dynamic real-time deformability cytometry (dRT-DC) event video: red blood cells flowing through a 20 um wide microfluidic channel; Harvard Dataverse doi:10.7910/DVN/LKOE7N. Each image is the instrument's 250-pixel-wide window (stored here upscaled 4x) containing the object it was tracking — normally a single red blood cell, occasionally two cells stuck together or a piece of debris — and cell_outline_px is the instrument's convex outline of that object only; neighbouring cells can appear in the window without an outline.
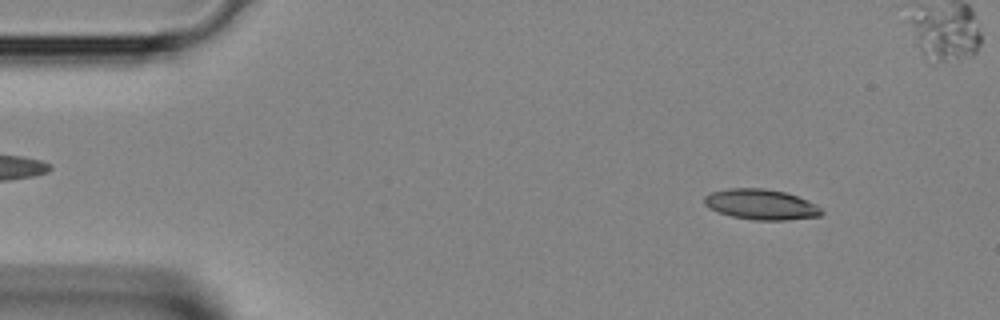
{"species": "Egyptian fruit bat (a non-hibernating species)", "species_latin": "Rousettus aegyptiacus", "temperature_condition": "room temperature", "stored_images_in_passage": 3, "segment_of_instrument_passage": [1, 2], "camera_frame_rate_fps": 3000, "um_per_image_px": 0.085, "animal": {"sex": "female"}, "frame": {"image": 1, "passage_image": 1, "time_ms": 0.0, "image_size_px": [1000, 320], "cell_outline_px": [[824, 212], [820, 216], [784, 220], [752, 220], [732, 216], [708, 208], [704, 204], [704, 196], [712, 192], [732, 188], [764, 188], [784, 192], [808, 200], [816, 204]], "centroid_in_image_um": [64.69, 17.38], "position_along_channel_um": 20.3, "area_um2": 20.69}}
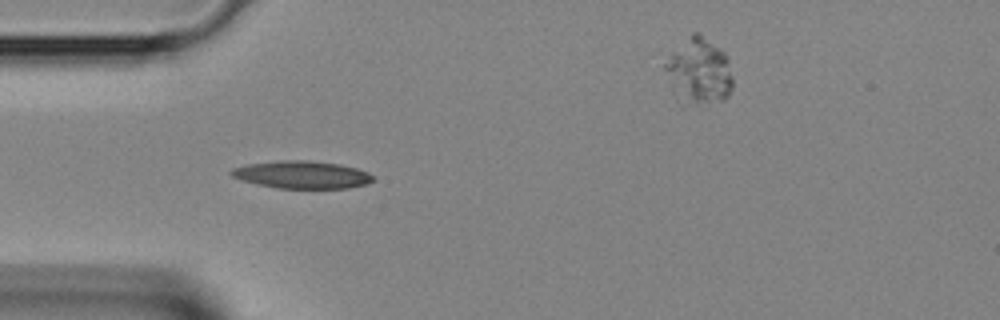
{"frame": {"image": 2, "passage_image": 2, "time_ms": 0.333, "image_size_px": [1000, 320], "cell_outline_px": [[376, 180], [368, 184], [348, 188], [276, 188], [256, 184], [240, 180], [232, 176], [228, 172], [232, 168], [248, 164], [280, 160], [308, 160], [340, 164], [356, 168], [368, 172], [376, 176]], "centroid_in_image_um": [25.69, 14.85], "position_along_channel_um": 59.3, "area_um2": 23.06}}